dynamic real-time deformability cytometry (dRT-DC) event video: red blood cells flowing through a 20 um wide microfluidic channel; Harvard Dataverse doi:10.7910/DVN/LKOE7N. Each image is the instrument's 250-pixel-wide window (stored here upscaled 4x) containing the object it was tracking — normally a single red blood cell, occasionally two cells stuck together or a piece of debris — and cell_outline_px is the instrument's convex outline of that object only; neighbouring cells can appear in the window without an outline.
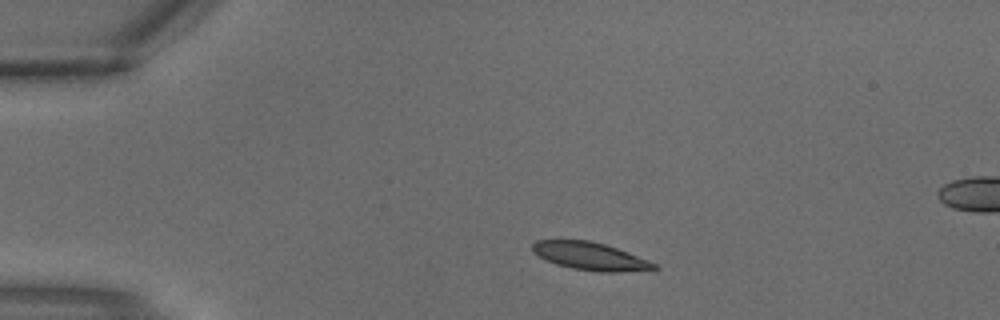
{"species": "common noctule bat (a hibernating species)", "species_latin": "Nyctalus noctula", "temperature_condition": "warm", "stored_images_in_passage": 3, "segment_of_instrument_passage": [1, 2], "camera_frame_rate_fps": 3000, "um_per_image_px": 0.085, "animal": {"sex": "male", "body_mass_g": 18.8}, "frame": {"image": 1, "passage_image": 1, "time_ms": 0.0, "image_size_px": [1000, 320], "cell_outline_px": [[660, 268], [620, 272], [600, 272], [572, 268], [556, 264], [532, 252], [532, 244], [536, 240], [588, 240], [604, 244], [628, 252], [648, 260], [656, 264]], "centroid_in_image_um": [50.16, 21.77], "position_along_channel_um": 34.8, "area_um2": 19.48}}